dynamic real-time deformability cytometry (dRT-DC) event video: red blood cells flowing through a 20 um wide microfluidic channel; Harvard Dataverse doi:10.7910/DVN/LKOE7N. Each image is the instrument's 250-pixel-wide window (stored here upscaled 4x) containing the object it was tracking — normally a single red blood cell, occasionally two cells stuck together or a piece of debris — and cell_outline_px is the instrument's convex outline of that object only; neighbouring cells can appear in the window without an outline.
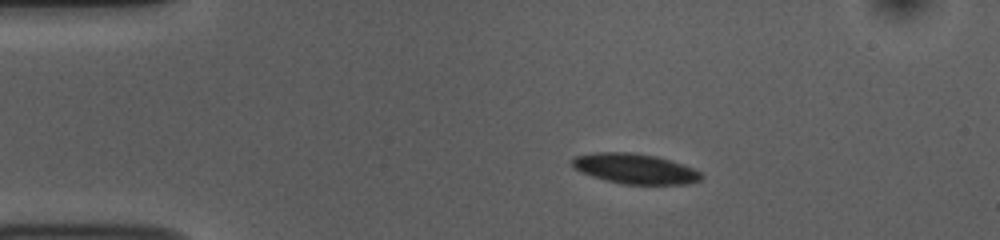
{"species": "common noctule bat (a hibernating species)", "species_latin": "Nyctalus noctula", "temperature_condition": "room temperature", "stored_images_in_passage": 46, "camera_frame_rate_fps": 3000, "um_per_image_px": 0.085, "animal": {"sex": "female", "body_mass_g": 10.0, "forearm_length_mm": 53.1}, "frame": {"image": 1, "passage_image": 1, "time_ms": 0.0, "image_size_px": [1000, 240], "cell_outline_px": [[704, 176], [700, 180], [688, 184], [620, 184], [592, 176], [572, 168], [572, 160], [576, 156], [596, 152], [628, 152], [656, 156], [692, 168], [700, 172]], "centroid_in_image_um": [53.95, 14.35], "position_along_channel_um": 31.0, "area_um2": 22.48}}
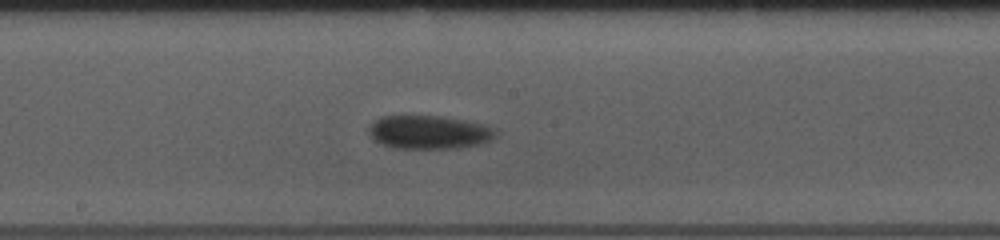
{"frame": {"image": 2, "passage_image": 20, "time_ms": 6.333, "image_size_px": [1000, 240], "cell_outline_px": [[496, 136], [492, 140], [480, 144], [456, 148], [396, 148], [380, 144], [368, 132], [368, 128], [376, 120], [384, 116], [440, 116], [464, 120], [484, 124], [496, 128]], "centroid_in_image_um": [36.51, 11.24], "position_along_channel_um": 211.7, "area_um2": 24.68}}
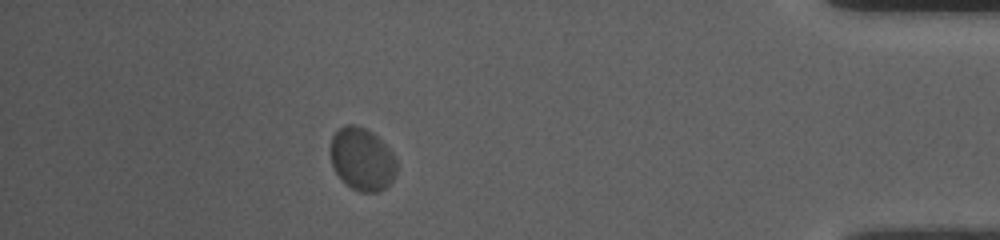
{"frame": {"image": 3, "passage_image": 40, "time_ms": 13.0, "image_size_px": [1000, 240], "cell_outline_px": [[396, 172], [392, 180], [384, 188], [376, 192], [360, 192], [352, 188], [336, 172], [332, 164], [332, 136], [344, 124], [352, 124], [364, 128], [372, 132], [392, 152], [396, 160]], "centroid_in_image_um": [30.79, 13.52], "position_along_channel_um": 404.4, "area_um2": 23.64}, "authors_computed_cell_mechanics": {"area_um2": 23.9003, "velocity_mm_per_s": 3.592, "shape_relaxation_time_tau1_ms": 1.4645, "shape_relaxation_time_tau2_ms": null, "deformation_change_tau1": 0.0471, "deformation_change_tau2": null}}